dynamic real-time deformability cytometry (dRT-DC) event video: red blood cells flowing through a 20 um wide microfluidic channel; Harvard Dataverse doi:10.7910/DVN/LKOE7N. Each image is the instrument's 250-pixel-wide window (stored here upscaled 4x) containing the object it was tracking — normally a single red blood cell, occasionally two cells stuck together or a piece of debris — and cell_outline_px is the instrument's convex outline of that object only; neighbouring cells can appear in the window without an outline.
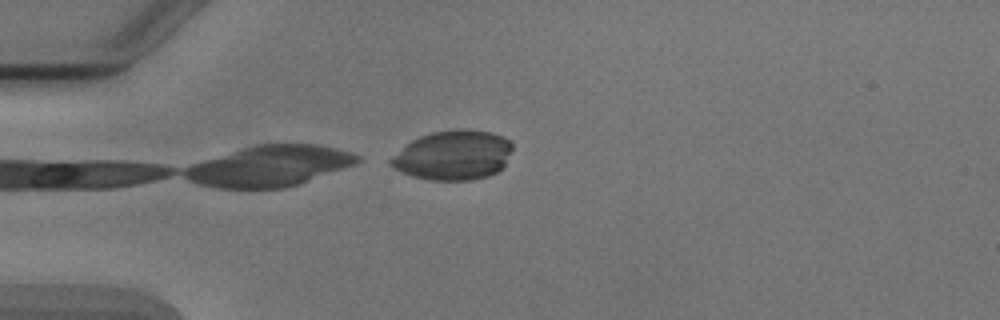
{"species": "Egyptian fruit bat (a non-hibernating species)", "species_latin": "Rousettus aegyptiacus", "temperature_condition": "cold", "stored_images_in_passage": 5, "camera_frame_rate_fps": 3000, "um_per_image_px": 0.085, "animal": {"sex": "male"}, "frame": {"image": 1, "passage_image": 3, "time_ms": 2.333, "image_size_px": [1000, 320], "cell_outline_px": [[512, 148], [504, 164], [496, 172], [488, 176], [468, 180], [428, 180], [412, 176], [388, 164], [388, 160], [392, 156], [412, 140], [420, 136], [432, 132], [456, 128], [468, 128], [492, 132], [504, 136], [512, 144]], "centroid_in_image_um": [38.52, 13.17], "position_along_channel_um": 46.5, "area_um2": 35.14}}
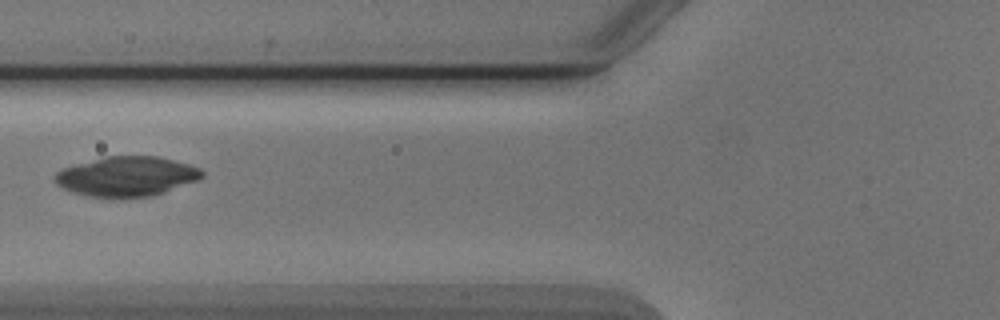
{"frame": {"image": 2, "passage_image": 5, "time_ms": 4.667, "image_size_px": [1000, 320], "cell_outline_px": [[204, 176], [200, 180], [152, 196], [124, 200], [108, 200], [84, 196], [72, 192], [56, 184], [52, 180], [52, 176], [56, 172], [64, 168], [76, 164], [104, 156], [160, 156], [188, 164], [200, 168], [204, 172]], "centroid_in_image_um": [10.74, 15.04], "position_along_channel_um": 115.1, "area_um2": 35.26}}